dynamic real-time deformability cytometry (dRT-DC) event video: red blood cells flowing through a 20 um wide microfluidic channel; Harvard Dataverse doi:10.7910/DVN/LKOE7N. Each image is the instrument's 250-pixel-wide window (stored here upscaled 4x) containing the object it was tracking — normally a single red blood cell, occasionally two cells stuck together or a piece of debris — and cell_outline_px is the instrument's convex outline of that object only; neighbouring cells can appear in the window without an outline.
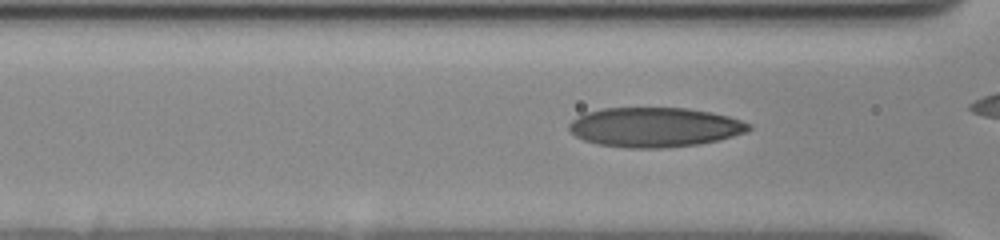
{"species": "human", "species_latin": "Homo sapiens", "temperature_condition": "cold", "stored_images_in_passage": 37, "camera_frame_rate_fps": 3000, "um_per_image_px": 0.085, "donor": {"sex": "female"}, "frame": {"image": 1, "passage_image": 13, "time_ms": 4.0, "image_size_px": [1000, 240], "cell_outline_px": [[752, 128], [748, 132], [720, 140], [700, 144], [664, 148], [628, 148], [596, 144], [584, 140], [576, 136], [568, 128], [568, 124], [572, 120], [584, 112], [604, 108], [688, 108], [712, 112], [728, 116], [752, 124]], "centroid_in_image_um": [55.67, 10.81], "position_along_channel_um": 110.9, "area_um2": 41.85}}
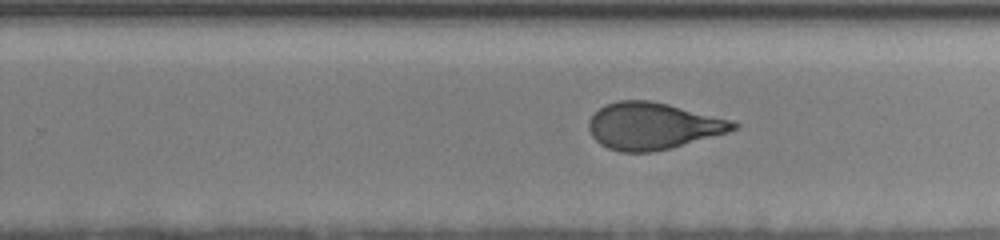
{"frame": {"image": 2, "passage_image": 27, "time_ms": 8.667, "image_size_px": [1000, 240], "cell_outline_px": [[740, 124], [736, 128], [728, 132], [668, 148], [652, 152], [620, 152], [608, 148], [600, 144], [592, 136], [588, 128], [588, 120], [604, 104], [616, 100], [648, 100], [668, 104], [732, 120]], "centroid_in_image_um": [55.45, 10.7], "position_along_channel_um": 274.4, "area_um2": 39.19}}
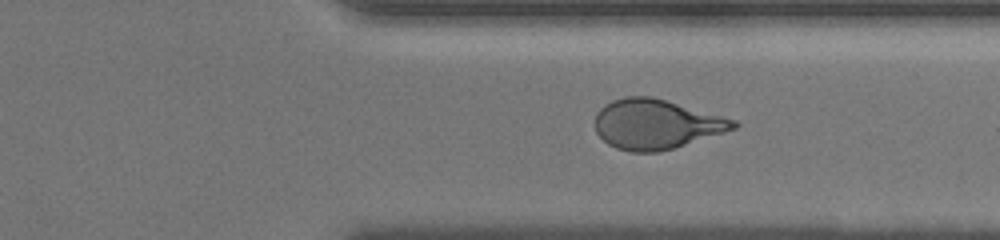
{"frame": {"image": 3, "passage_image": 34, "time_ms": 11.0, "image_size_px": [1000, 240], "cell_outline_px": [[740, 124], [736, 128], [724, 132], [660, 152], [632, 152], [616, 148], [608, 144], [596, 132], [596, 112], [604, 104], [612, 100], [628, 96], [652, 96], [736, 120]], "centroid_in_image_um": [55.75, 10.55], "position_along_channel_um": 355.7, "area_um2": 39.88}}